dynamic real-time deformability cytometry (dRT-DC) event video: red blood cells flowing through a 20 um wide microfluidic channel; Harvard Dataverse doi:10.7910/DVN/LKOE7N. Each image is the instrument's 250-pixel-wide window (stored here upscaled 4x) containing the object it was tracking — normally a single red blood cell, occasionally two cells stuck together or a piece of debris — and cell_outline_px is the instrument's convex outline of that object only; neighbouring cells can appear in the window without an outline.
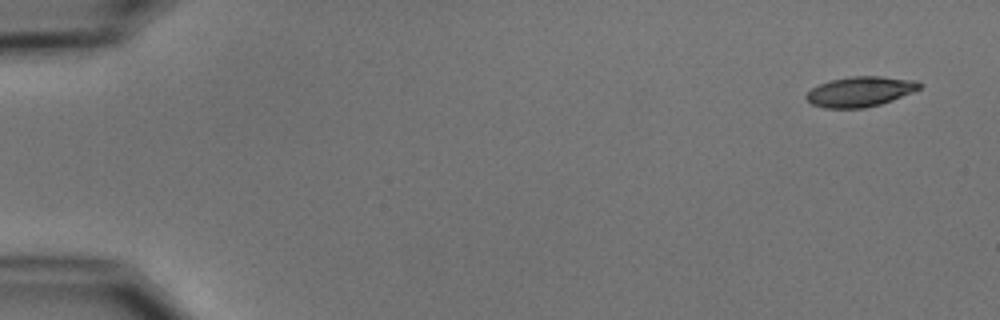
{"species": "common noctule bat (a hibernating species)", "species_latin": "Nyctalus noctula", "temperature_condition": "cold", "stored_images_in_passage": 3, "camera_frame_rate_fps": 3000, "um_per_image_px": 0.085, "animal": {"sex": "male", "body_mass_g": 15.6}, "frame": {"image": 1, "passage_image": 1, "time_ms": 0.0, "image_size_px": [1000, 320], "cell_outline_px": [[924, 84], [920, 88], [912, 92], [892, 100], [880, 104], [864, 108], [824, 108], [812, 104], [804, 96], [812, 88], [820, 84], [832, 80], [852, 76], [880, 76], [916, 80]], "centroid_in_image_um": [73.13, 7.78], "position_along_channel_um": 11.9, "area_um2": 19.77}}